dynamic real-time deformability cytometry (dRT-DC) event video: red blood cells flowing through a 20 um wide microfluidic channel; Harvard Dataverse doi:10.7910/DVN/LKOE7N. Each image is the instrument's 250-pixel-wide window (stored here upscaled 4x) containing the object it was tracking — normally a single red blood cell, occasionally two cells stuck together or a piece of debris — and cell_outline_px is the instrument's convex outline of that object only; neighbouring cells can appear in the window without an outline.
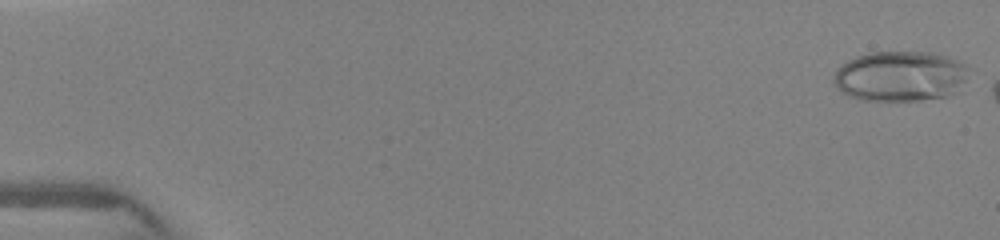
{"species": "human", "species_latin": "Homo sapiens", "temperature_condition": "warm", "stored_images_in_passage": 6, "camera_frame_rate_fps": 3000, "um_per_image_px": 0.085, "donor": {"sex": "female"}, "frame": {"image": 1, "passage_image": 1, "time_ms": 0.0, "image_size_px": [1000, 240], "cell_outline_px": [[968, 68], [960, 92], [948, 96], [920, 100], [860, 100], [848, 96], [836, 88], [832, 84], [832, 76], [836, 68], [840, 64], [856, 56], [872, 52], [928, 52], [948, 56], [964, 64]], "centroid_in_image_um": [76.47, 6.48], "position_along_channel_um": 8.5, "area_um2": 40.06}}